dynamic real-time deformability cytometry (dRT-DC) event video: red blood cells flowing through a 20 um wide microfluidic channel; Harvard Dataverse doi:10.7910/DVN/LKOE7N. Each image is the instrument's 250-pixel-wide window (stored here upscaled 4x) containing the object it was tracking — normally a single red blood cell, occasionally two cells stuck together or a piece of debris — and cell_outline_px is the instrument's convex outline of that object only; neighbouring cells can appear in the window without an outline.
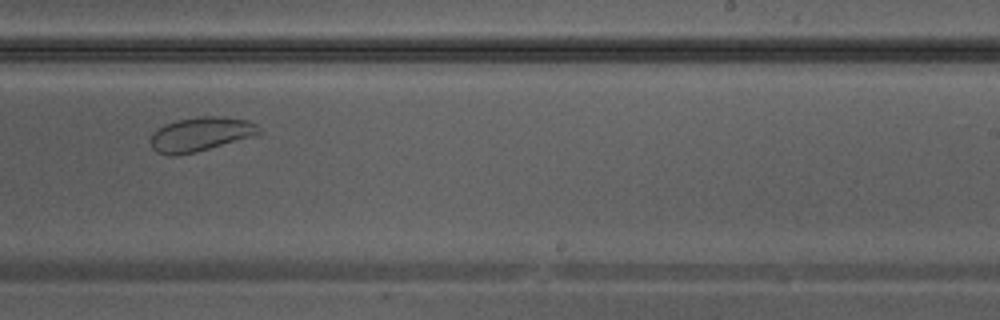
{"species": "Egyptian fruit bat (a non-hibernating species)", "species_latin": "Rousettus aegyptiacus", "temperature_condition": "warm", "stored_images_in_passage": 28, "camera_frame_rate_fps": 3000, "um_per_image_px": 0.085, "animal": {"sex": "male"}, "frame": {"image": 1, "passage_image": 13, "time_ms": 4.0, "image_size_px": [1000, 320], "cell_outline_px": [[264, 128], [260, 132], [252, 136], [196, 152], [176, 156], [168, 156], [156, 152], [152, 148], [148, 140], [152, 132], [164, 124], [176, 120], [200, 116], [220, 116], [248, 120]], "centroid_in_image_um": [16.99, 11.41], "position_along_channel_um": 272.0, "area_um2": 21.85}}